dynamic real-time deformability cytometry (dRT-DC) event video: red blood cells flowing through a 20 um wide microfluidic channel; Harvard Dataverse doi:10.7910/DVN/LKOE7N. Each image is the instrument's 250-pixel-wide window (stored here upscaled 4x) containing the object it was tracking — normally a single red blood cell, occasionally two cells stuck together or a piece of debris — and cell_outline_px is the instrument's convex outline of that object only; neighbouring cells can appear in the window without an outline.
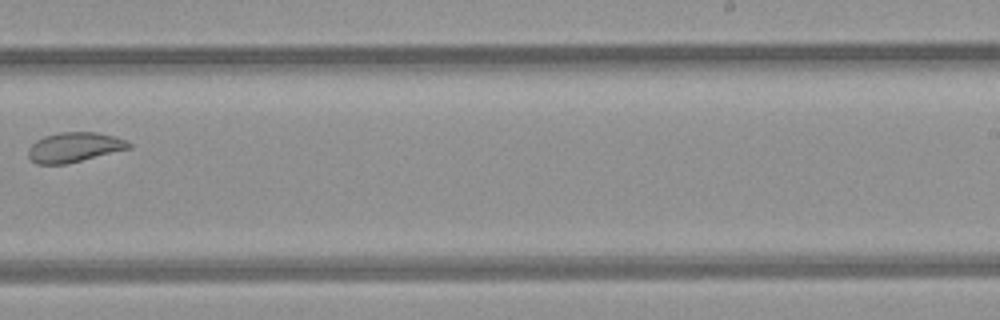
{"species": "common noctule bat (a hibernating species)", "species_latin": "Nyctalus noctula", "temperature_condition": "room temperature", "stored_images_in_passage": 7, "camera_frame_rate_fps": 3000, "um_per_image_px": 0.085, "animal": {"sex": "female", "body_mass_g": 21.9}, "frame": {"image": 1, "passage_image": 6, "time_ms": 6.667, "image_size_px": [1000, 320], "cell_outline_px": [[132, 148], [64, 164], [36, 164], [28, 156], [28, 148], [36, 140], [44, 136], [60, 132], [96, 132], [112, 136], [124, 140], [132, 144]], "centroid_in_image_um": [6.29, 12.51], "position_along_channel_um": 282.7, "area_um2": 17.28}}